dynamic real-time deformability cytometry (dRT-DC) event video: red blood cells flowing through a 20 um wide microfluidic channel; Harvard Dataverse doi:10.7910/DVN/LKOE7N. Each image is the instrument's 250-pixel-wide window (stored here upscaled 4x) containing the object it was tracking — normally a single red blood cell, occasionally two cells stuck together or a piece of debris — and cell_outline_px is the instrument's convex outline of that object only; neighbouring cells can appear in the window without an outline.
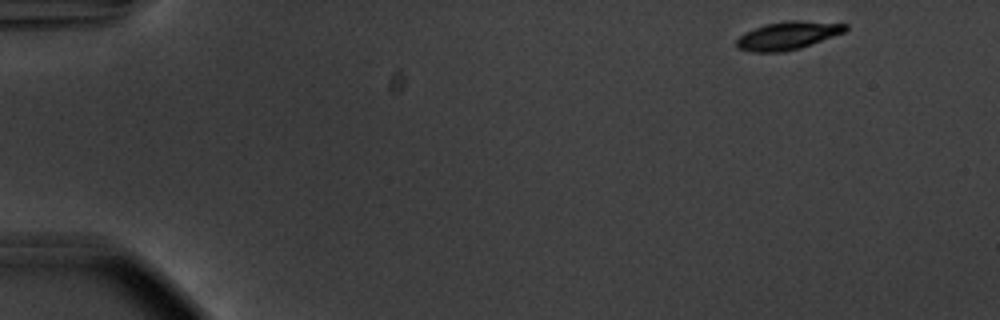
{"species": "common noctule bat (a hibernating species)", "species_latin": "Nyctalus noctula", "temperature_condition": "warm", "stored_images_in_passage": 51, "camera_frame_rate_fps": 3000, "um_per_image_px": 0.085, "animal": {"sex": "male", "body_mass_g": 20.1, "forearm_length_mm": 53.5}, "frame": {"image": 1, "passage_image": 1, "time_ms": 0.0, "image_size_px": [1000, 320], "cell_outline_px": [[848, 28], [844, 32], [812, 44], [800, 48], [780, 52], [752, 52], [736, 48], [736, 40], [744, 32], [768, 24], [788, 20], [800, 20], [848, 24]], "centroid_in_image_um": [66.95, 3.02], "position_along_channel_um": 18.0, "area_um2": 17.69}}
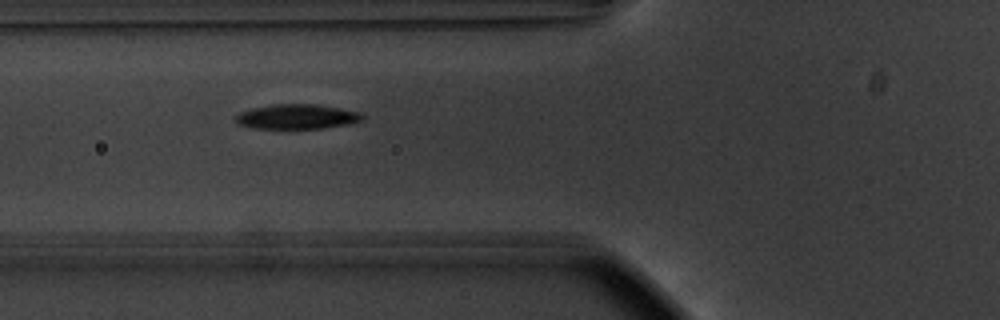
{"frame": {"image": 2, "passage_image": 17, "time_ms": 5.333, "image_size_px": [1000, 320], "cell_outline_px": [[364, 120], [348, 124], [324, 128], [252, 128], [236, 124], [236, 116], [240, 112], [252, 108], [272, 104], [312, 104], [340, 108], [360, 112], [364, 116]], "centroid_in_image_um": [25.24, 9.91], "position_along_channel_um": 100.6, "area_um2": 18.26}}
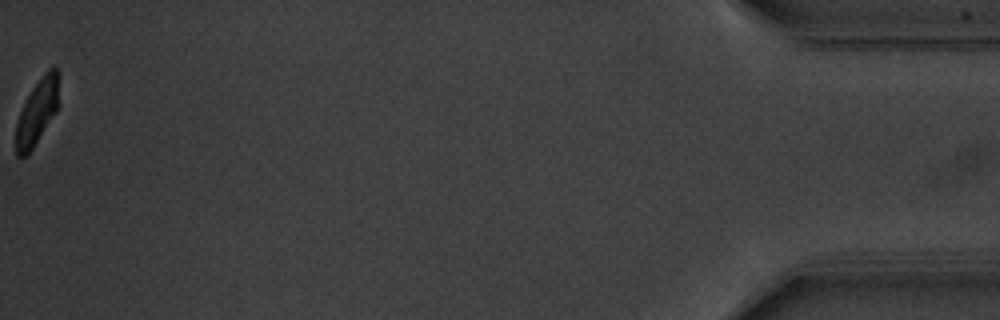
{"frame": {"image": 3, "passage_image": 51, "time_ms": 16.667, "image_size_px": [1000, 320], "cell_outline_px": [[60, 104], [56, 112], [32, 148], [24, 156], [16, 156], [16, 124], [20, 112], [32, 88], [44, 72], [52, 64], [56, 64], [60, 72]], "centroid_in_image_um": [3.24, 9.36], "position_along_channel_um": 432.0, "area_um2": 16.7}, "authors_computed_cell_mechanics": {"area_um2": 18.6116, "velocity_mm_per_s": 3.7118, "shape_relaxation_time_tau1_ms": 2.2326, "shape_relaxation_time_tau2_ms": 3.1925, "deformation_change_tau1": 0.152, "deformation_change_tau2": 0.0676}}